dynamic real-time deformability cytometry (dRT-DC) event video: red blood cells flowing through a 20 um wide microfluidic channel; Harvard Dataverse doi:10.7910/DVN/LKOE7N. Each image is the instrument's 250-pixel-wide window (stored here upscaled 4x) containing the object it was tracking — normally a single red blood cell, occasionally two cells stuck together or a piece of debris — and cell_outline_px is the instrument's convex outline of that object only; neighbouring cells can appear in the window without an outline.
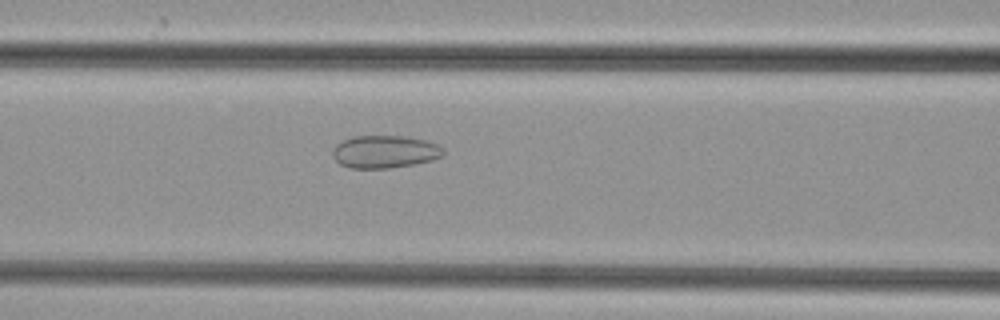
{"species": "common noctule bat (a hibernating species)", "species_latin": "Nyctalus noctula", "temperature_condition": "cold", "stored_images_in_passage": 44, "camera_frame_rate_fps": 3000, "um_per_image_px": 0.085, "animal": {"sex": "female", "body_mass_g": 29.2, "forearm_length_mm": 56.3}, "frame": {"image": 1, "passage_image": 20, "time_ms": 6.333, "image_size_px": [1000, 320], "cell_outline_px": [[444, 156], [432, 160], [412, 164], [388, 168], [348, 168], [340, 164], [332, 156], [332, 148], [336, 144], [352, 136], [404, 136], [428, 140], [444, 148]], "centroid_in_image_um": [32.7, 12.89], "position_along_channel_um": 133.9, "area_um2": 21.21}}
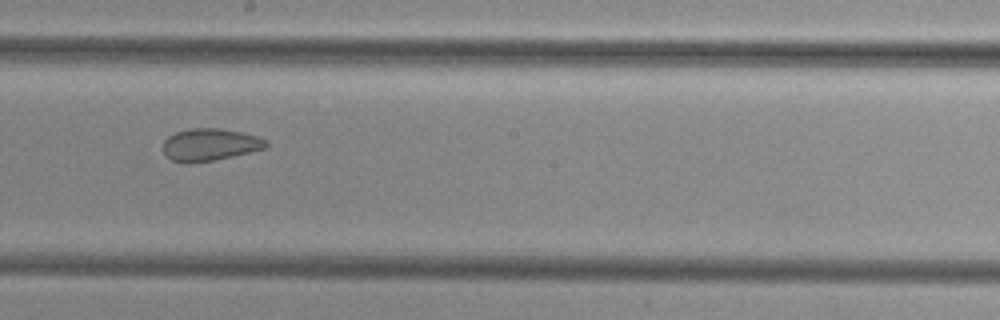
{"frame": {"image": 2, "passage_image": 27, "time_ms": 8.667, "image_size_px": [1000, 320], "cell_outline_px": [[268, 148], [232, 156], [212, 160], [188, 164], [172, 160], [164, 156], [164, 140], [168, 136], [176, 132], [192, 128], [220, 128], [240, 132], [256, 136], [268, 140]], "centroid_in_image_um": [17.84, 12.3], "position_along_channel_um": 230.4, "area_um2": 19.42}}
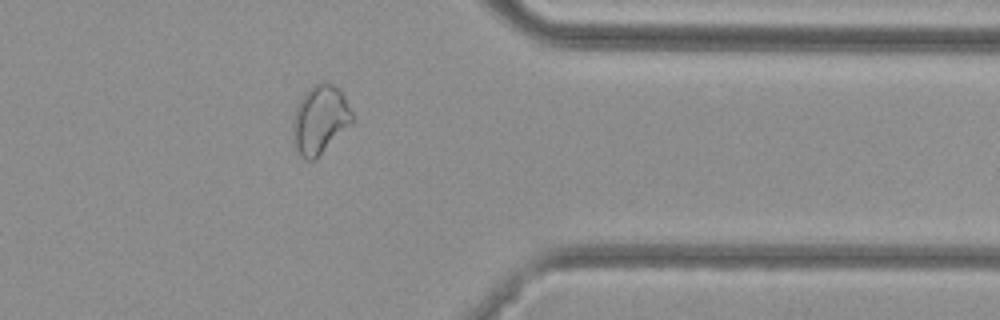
{"frame": {"image": 3, "passage_image": 39, "time_ms": 12.667, "image_size_px": [1000, 320], "cell_outline_px": [[356, 116], [312, 160], [304, 160], [300, 156], [292, 136], [292, 124], [296, 104], [304, 92], [312, 84], [324, 80], [340, 88]], "centroid_in_image_um": [27.17, 10.05], "position_along_channel_um": 384.2, "area_um2": 23.47}}